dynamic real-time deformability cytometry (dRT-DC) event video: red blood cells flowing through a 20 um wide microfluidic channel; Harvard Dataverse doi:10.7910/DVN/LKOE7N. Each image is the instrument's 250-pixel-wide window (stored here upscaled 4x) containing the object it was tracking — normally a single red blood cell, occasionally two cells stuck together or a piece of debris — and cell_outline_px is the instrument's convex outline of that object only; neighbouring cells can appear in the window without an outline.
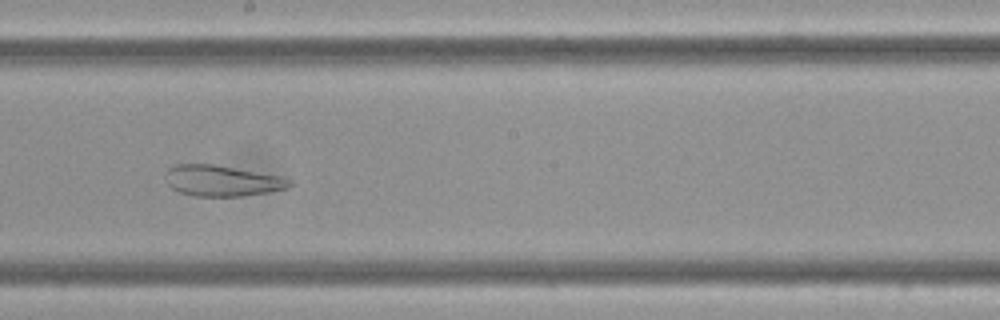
{"species": "Egyptian fruit bat (a non-hibernating species)", "species_latin": "Rousettus aegyptiacus", "temperature_condition": "cold", "stored_images_in_passage": 7, "camera_frame_rate_fps": 3000, "um_per_image_px": 0.085, "frame": {"image": 1, "passage_image": 7, "time_ms": 2.0, "image_size_px": [1000, 320], "cell_outline_px": [[292, 184], [288, 188], [268, 192], [240, 196], [196, 196], [180, 192], [172, 188], [168, 184], [164, 176], [168, 168], [176, 164], [212, 164], [276, 176], [292, 180]], "centroid_in_image_um": [18.82, 15.37], "position_along_channel_um": 229.4, "area_um2": 21.96}}